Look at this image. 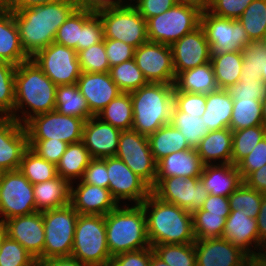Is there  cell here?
Listing matches in <instances>:
<instances>
[{"mask_svg":"<svg viewBox=\"0 0 266 266\" xmlns=\"http://www.w3.org/2000/svg\"><path fill=\"white\" fill-rule=\"evenodd\" d=\"M4 63L5 61L2 58H0V66H2Z\"/></svg>","mask_w":266,"mask_h":266,"instance_id":"cell-78","label":"cell"},{"mask_svg":"<svg viewBox=\"0 0 266 266\" xmlns=\"http://www.w3.org/2000/svg\"><path fill=\"white\" fill-rule=\"evenodd\" d=\"M238 20L251 41L263 40L266 32V0H253Z\"/></svg>","mask_w":266,"mask_h":266,"instance_id":"cell-42","label":"cell"},{"mask_svg":"<svg viewBox=\"0 0 266 266\" xmlns=\"http://www.w3.org/2000/svg\"><path fill=\"white\" fill-rule=\"evenodd\" d=\"M37 212L33 185L20 170L2 172L0 177V224L5 220Z\"/></svg>","mask_w":266,"mask_h":266,"instance_id":"cell-10","label":"cell"},{"mask_svg":"<svg viewBox=\"0 0 266 266\" xmlns=\"http://www.w3.org/2000/svg\"><path fill=\"white\" fill-rule=\"evenodd\" d=\"M27 148L24 125L12 117H0V170H19L22 155Z\"/></svg>","mask_w":266,"mask_h":266,"instance_id":"cell-21","label":"cell"},{"mask_svg":"<svg viewBox=\"0 0 266 266\" xmlns=\"http://www.w3.org/2000/svg\"><path fill=\"white\" fill-rule=\"evenodd\" d=\"M204 164L196 149L177 151L157 162L155 186L168 177L193 178L200 177Z\"/></svg>","mask_w":266,"mask_h":266,"instance_id":"cell-26","label":"cell"},{"mask_svg":"<svg viewBox=\"0 0 266 266\" xmlns=\"http://www.w3.org/2000/svg\"><path fill=\"white\" fill-rule=\"evenodd\" d=\"M210 61L219 89L227 90L240 80L243 65L242 51L211 53Z\"/></svg>","mask_w":266,"mask_h":266,"instance_id":"cell-34","label":"cell"},{"mask_svg":"<svg viewBox=\"0 0 266 266\" xmlns=\"http://www.w3.org/2000/svg\"><path fill=\"white\" fill-rule=\"evenodd\" d=\"M232 144V130L223 128L208 132L196 150L204 165L226 164L231 163Z\"/></svg>","mask_w":266,"mask_h":266,"instance_id":"cell-28","label":"cell"},{"mask_svg":"<svg viewBox=\"0 0 266 266\" xmlns=\"http://www.w3.org/2000/svg\"><path fill=\"white\" fill-rule=\"evenodd\" d=\"M106 166L108 189L118 205L126 200L140 205L151 193V188L119 158L106 157Z\"/></svg>","mask_w":266,"mask_h":266,"instance_id":"cell-16","label":"cell"},{"mask_svg":"<svg viewBox=\"0 0 266 266\" xmlns=\"http://www.w3.org/2000/svg\"><path fill=\"white\" fill-rule=\"evenodd\" d=\"M71 183V205L79 214L107 215L118 204L109 189L76 181Z\"/></svg>","mask_w":266,"mask_h":266,"instance_id":"cell-25","label":"cell"},{"mask_svg":"<svg viewBox=\"0 0 266 266\" xmlns=\"http://www.w3.org/2000/svg\"><path fill=\"white\" fill-rule=\"evenodd\" d=\"M19 170L32 185L51 180L57 176L56 165L41 158L29 147L22 155Z\"/></svg>","mask_w":266,"mask_h":266,"instance_id":"cell-40","label":"cell"},{"mask_svg":"<svg viewBox=\"0 0 266 266\" xmlns=\"http://www.w3.org/2000/svg\"><path fill=\"white\" fill-rule=\"evenodd\" d=\"M199 178L210 195L224 197H228L243 183L237 166L232 163L204 165Z\"/></svg>","mask_w":266,"mask_h":266,"instance_id":"cell-27","label":"cell"},{"mask_svg":"<svg viewBox=\"0 0 266 266\" xmlns=\"http://www.w3.org/2000/svg\"><path fill=\"white\" fill-rule=\"evenodd\" d=\"M120 134V129L93 116L84 123L82 142L92 158L114 157Z\"/></svg>","mask_w":266,"mask_h":266,"instance_id":"cell-23","label":"cell"},{"mask_svg":"<svg viewBox=\"0 0 266 266\" xmlns=\"http://www.w3.org/2000/svg\"><path fill=\"white\" fill-rule=\"evenodd\" d=\"M152 249L169 266H197L194 243L158 244Z\"/></svg>","mask_w":266,"mask_h":266,"instance_id":"cell-45","label":"cell"},{"mask_svg":"<svg viewBox=\"0 0 266 266\" xmlns=\"http://www.w3.org/2000/svg\"><path fill=\"white\" fill-rule=\"evenodd\" d=\"M173 93L174 84L152 82L130 92L133 104L132 130L148 137L169 124Z\"/></svg>","mask_w":266,"mask_h":266,"instance_id":"cell-5","label":"cell"},{"mask_svg":"<svg viewBox=\"0 0 266 266\" xmlns=\"http://www.w3.org/2000/svg\"><path fill=\"white\" fill-rule=\"evenodd\" d=\"M197 266H245L250 256L223 237L194 242Z\"/></svg>","mask_w":266,"mask_h":266,"instance_id":"cell-19","label":"cell"},{"mask_svg":"<svg viewBox=\"0 0 266 266\" xmlns=\"http://www.w3.org/2000/svg\"><path fill=\"white\" fill-rule=\"evenodd\" d=\"M106 240L110 255L151 247L146 216L141 205H118L105 215Z\"/></svg>","mask_w":266,"mask_h":266,"instance_id":"cell-4","label":"cell"},{"mask_svg":"<svg viewBox=\"0 0 266 266\" xmlns=\"http://www.w3.org/2000/svg\"><path fill=\"white\" fill-rule=\"evenodd\" d=\"M137 0H120V2L122 4H128V5H132L136 2ZM133 2V3H132Z\"/></svg>","mask_w":266,"mask_h":266,"instance_id":"cell-74","label":"cell"},{"mask_svg":"<svg viewBox=\"0 0 266 266\" xmlns=\"http://www.w3.org/2000/svg\"><path fill=\"white\" fill-rule=\"evenodd\" d=\"M115 157L122 160L151 190L155 187L157 162L147 136L134 130L121 131Z\"/></svg>","mask_w":266,"mask_h":266,"instance_id":"cell-11","label":"cell"},{"mask_svg":"<svg viewBox=\"0 0 266 266\" xmlns=\"http://www.w3.org/2000/svg\"><path fill=\"white\" fill-rule=\"evenodd\" d=\"M56 91L57 86L31 58L19 64L15 70L13 118L24 125L34 116L54 111Z\"/></svg>","mask_w":266,"mask_h":266,"instance_id":"cell-2","label":"cell"},{"mask_svg":"<svg viewBox=\"0 0 266 266\" xmlns=\"http://www.w3.org/2000/svg\"><path fill=\"white\" fill-rule=\"evenodd\" d=\"M201 11L175 4L158 16L146 20L148 41L172 45L200 26Z\"/></svg>","mask_w":266,"mask_h":266,"instance_id":"cell-8","label":"cell"},{"mask_svg":"<svg viewBox=\"0 0 266 266\" xmlns=\"http://www.w3.org/2000/svg\"><path fill=\"white\" fill-rule=\"evenodd\" d=\"M134 59L147 82L174 84L176 74L170 45L147 41L135 49Z\"/></svg>","mask_w":266,"mask_h":266,"instance_id":"cell-17","label":"cell"},{"mask_svg":"<svg viewBox=\"0 0 266 266\" xmlns=\"http://www.w3.org/2000/svg\"><path fill=\"white\" fill-rule=\"evenodd\" d=\"M97 117L121 131L132 130L133 104L130 93L122 92L103 108Z\"/></svg>","mask_w":266,"mask_h":266,"instance_id":"cell-37","label":"cell"},{"mask_svg":"<svg viewBox=\"0 0 266 266\" xmlns=\"http://www.w3.org/2000/svg\"><path fill=\"white\" fill-rule=\"evenodd\" d=\"M31 59L56 86L76 84L82 73L76 50L56 42L38 51Z\"/></svg>","mask_w":266,"mask_h":266,"instance_id":"cell-13","label":"cell"},{"mask_svg":"<svg viewBox=\"0 0 266 266\" xmlns=\"http://www.w3.org/2000/svg\"><path fill=\"white\" fill-rule=\"evenodd\" d=\"M15 65L0 66V117H12L15 105Z\"/></svg>","mask_w":266,"mask_h":266,"instance_id":"cell-48","label":"cell"},{"mask_svg":"<svg viewBox=\"0 0 266 266\" xmlns=\"http://www.w3.org/2000/svg\"><path fill=\"white\" fill-rule=\"evenodd\" d=\"M76 2L78 9L88 10L92 13L123 5L120 0H76Z\"/></svg>","mask_w":266,"mask_h":266,"instance_id":"cell-63","label":"cell"},{"mask_svg":"<svg viewBox=\"0 0 266 266\" xmlns=\"http://www.w3.org/2000/svg\"><path fill=\"white\" fill-rule=\"evenodd\" d=\"M263 40L266 41V32H265V35H264V39Z\"/></svg>","mask_w":266,"mask_h":266,"instance_id":"cell-79","label":"cell"},{"mask_svg":"<svg viewBox=\"0 0 266 266\" xmlns=\"http://www.w3.org/2000/svg\"><path fill=\"white\" fill-rule=\"evenodd\" d=\"M36 211L43 212L71 204V183L59 175L33 185Z\"/></svg>","mask_w":266,"mask_h":266,"instance_id":"cell-29","label":"cell"},{"mask_svg":"<svg viewBox=\"0 0 266 266\" xmlns=\"http://www.w3.org/2000/svg\"><path fill=\"white\" fill-rule=\"evenodd\" d=\"M76 9V0H68L13 12L25 53L32 58L53 43L58 28Z\"/></svg>","mask_w":266,"mask_h":266,"instance_id":"cell-1","label":"cell"},{"mask_svg":"<svg viewBox=\"0 0 266 266\" xmlns=\"http://www.w3.org/2000/svg\"><path fill=\"white\" fill-rule=\"evenodd\" d=\"M265 125L261 101L255 99H233L229 128L232 131Z\"/></svg>","mask_w":266,"mask_h":266,"instance_id":"cell-38","label":"cell"},{"mask_svg":"<svg viewBox=\"0 0 266 266\" xmlns=\"http://www.w3.org/2000/svg\"><path fill=\"white\" fill-rule=\"evenodd\" d=\"M250 266H266V260L262 256L251 257Z\"/></svg>","mask_w":266,"mask_h":266,"instance_id":"cell-70","label":"cell"},{"mask_svg":"<svg viewBox=\"0 0 266 266\" xmlns=\"http://www.w3.org/2000/svg\"><path fill=\"white\" fill-rule=\"evenodd\" d=\"M192 217L195 240L223 236L226 223V218L223 217V214L210 213L199 209L192 213Z\"/></svg>","mask_w":266,"mask_h":266,"instance_id":"cell-46","label":"cell"},{"mask_svg":"<svg viewBox=\"0 0 266 266\" xmlns=\"http://www.w3.org/2000/svg\"><path fill=\"white\" fill-rule=\"evenodd\" d=\"M112 260L118 266H149L151 247L115 255Z\"/></svg>","mask_w":266,"mask_h":266,"instance_id":"cell-61","label":"cell"},{"mask_svg":"<svg viewBox=\"0 0 266 266\" xmlns=\"http://www.w3.org/2000/svg\"><path fill=\"white\" fill-rule=\"evenodd\" d=\"M148 142L156 162L174 152L190 149L183 134L170 123L149 135Z\"/></svg>","mask_w":266,"mask_h":266,"instance_id":"cell-35","label":"cell"},{"mask_svg":"<svg viewBox=\"0 0 266 266\" xmlns=\"http://www.w3.org/2000/svg\"><path fill=\"white\" fill-rule=\"evenodd\" d=\"M81 181L83 183L108 189L109 178L106 166V158H92L84 171Z\"/></svg>","mask_w":266,"mask_h":266,"instance_id":"cell-58","label":"cell"},{"mask_svg":"<svg viewBox=\"0 0 266 266\" xmlns=\"http://www.w3.org/2000/svg\"><path fill=\"white\" fill-rule=\"evenodd\" d=\"M259 243L265 249L266 248V194L263 195L261 207L256 218Z\"/></svg>","mask_w":266,"mask_h":266,"instance_id":"cell-66","label":"cell"},{"mask_svg":"<svg viewBox=\"0 0 266 266\" xmlns=\"http://www.w3.org/2000/svg\"><path fill=\"white\" fill-rule=\"evenodd\" d=\"M55 110L60 114L74 116L85 121L94 116L77 84L57 86Z\"/></svg>","mask_w":266,"mask_h":266,"instance_id":"cell-36","label":"cell"},{"mask_svg":"<svg viewBox=\"0 0 266 266\" xmlns=\"http://www.w3.org/2000/svg\"><path fill=\"white\" fill-rule=\"evenodd\" d=\"M170 124L183 134L190 148L193 149H196L203 137L210 132L201 117L188 115L179 111L174 105L171 110Z\"/></svg>","mask_w":266,"mask_h":266,"instance_id":"cell-39","label":"cell"},{"mask_svg":"<svg viewBox=\"0 0 266 266\" xmlns=\"http://www.w3.org/2000/svg\"><path fill=\"white\" fill-rule=\"evenodd\" d=\"M5 234L22 245L36 260L43 254L45 229L43 212L18 216L2 223Z\"/></svg>","mask_w":266,"mask_h":266,"instance_id":"cell-18","label":"cell"},{"mask_svg":"<svg viewBox=\"0 0 266 266\" xmlns=\"http://www.w3.org/2000/svg\"><path fill=\"white\" fill-rule=\"evenodd\" d=\"M253 0H208L207 10L219 17L237 20Z\"/></svg>","mask_w":266,"mask_h":266,"instance_id":"cell-56","label":"cell"},{"mask_svg":"<svg viewBox=\"0 0 266 266\" xmlns=\"http://www.w3.org/2000/svg\"><path fill=\"white\" fill-rule=\"evenodd\" d=\"M76 84L94 116L122 93L111 79L109 72H82Z\"/></svg>","mask_w":266,"mask_h":266,"instance_id":"cell-24","label":"cell"},{"mask_svg":"<svg viewBox=\"0 0 266 266\" xmlns=\"http://www.w3.org/2000/svg\"><path fill=\"white\" fill-rule=\"evenodd\" d=\"M266 164V137L263 138L253 148L247 156L242 158L237 164V169L244 180L250 173L260 169Z\"/></svg>","mask_w":266,"mask_h":266,"instance_id":"cell-57","label":"cell"},{"mask_svg":"<svg viewBox=\"0 0 266 266\" xmlns=\"http://www.w3.org/2000/svg\"><path fill=\"white\" fill-rule=\"evenodd\" d=\"M149 266H169L165 263L161 258H159L154 252L151 247V260Z\"/></svg>","mask_w":266,"mask_h":266,"instance_id":"cell-69","label":"cell"},{"mask_svg":"<svg viewBox=\"0 0 266 266\" xmlns=\"http://www.w3.org/2000/svg\"><path fill=\"white\" fill-rule=\"evenodd\" d=\"M261 106H262L263 120L266 126V95L261 100Z\"/></svg>","mask_w":266,"mask_h":266,"instance_id":"cell-71","label":"cell"},{"mask_svg":"<svg viewBox=\"0 0 266 266\" xmlns=\"http://www.w3.org/2000/svg\"><path fill=\"white\" fill-rule=\"evenodd\" d=\"M145 212L151 247L158 244L195 242L193 217L189 211L160 200L152 192L140 204Z\"/></svg>","mask_w":266,"mask_h":266,"instance_id":"cell-3","label":"cell"},{"mask_svg":"<svg viewBox=\"0 0 266 266\" xmlns=\"http://www.w3.org/2000/svg\"><path fill=\"white\" fill-rule=\"evenodd\" d=\"M261 79L266 83V65H265V73H261Z\"/></svg>","mask_w":266,"mask_h":266,"instance_id":"cell-76","label":"cell"},{"mask_svg":"<svg viewBox=\"0 0 266 266\" xmlns=\"http://www.w3.org/2000/svg\"><path fill=\"white\" fill-rule=\"evenodd\" d=\"M262 257L266 260V248L264 249V252L262 254Z\"/></svg>","mask_w":266,"mask_h":266,"instance_id":"cell-77","label":"cell"},{"mask_svg":"<svg viewBox=\"0 0 266 266\" xmlns=\"http://www.w3.org/2000/svg\"><path fill=\"white\" fill-rule=\"evenodd\" d=\"M233 144L231 163L236 165L242 158L253 151V148L266 137V126L259 125L232 131Z\"/></svg>","mask_w":266,"mask_h":266,"instance_id":"cell-41","label":"cell"},{"mask_svg":"<svg viewBox=\"0 0 266 266\" xmlns=\"http://www.w3.org/2000/svg\"><path fill=\"white\" fill-rule=\"evenodd\" d=\"M5 231H4V228L2 226V224H0V246H1V241H2V238L5 236Z\"/></svg>","mask_w":266,"mask_h":266,"instance_id":"cell-73","label":"cell"},{"mask_svg":"<svg viewBox=\"0 0 266 266\" xmlns=\"http://www.w3.org/2000/svg\"><path fill=\"white\" fill-rule=\"evenodd\" d=\"M232 99H255L261 101L266 95V83L260 79H248L241 76L240 80L227 89Z\"/></svg>","mask_w":266,"mask_h":266,"instance_id":"cell-53","label":"cell"},{"mask_svg":"<svg viewBox=\"0 0 266 266\" xmlns=\"http://www.w3.org/2000/svg\"><path fill=\"white\" fill-rule=\"evenodd\" d=\"M37 266H87L73 256L53 257L38 261Z\"/></svg>","mask_w":266,"mask_h":266,"instance_id":"cell-67","label":"cell"},{"mask_svg":"<svg viewBox=\"0 0 266 266\" xmlns=\"http://www.w3.org/2000/svg\"><path fill=\"white\" fill-rule=\"evenodd\" d=\"M103 39V24L99 15L82 9V29L78 52L102 42Z\"/></svg>","mask_w":266,"mask_h":266,"instance_id":"cell-51","label":"cell"},{"mask_svg":"<svg viewBox=\"0 0 266 266\" xmlns=\"http://www.w3.org/2000/svg\"><path fill=\"white\" fill-rule=\"evenodd\" d=\"M92 157L82 141L68 144L56 165L57 175L70 183L81 180Z\"/></svg>","mask_w":266,"mask_h":266,"instance_id":"cell-33","label":"cell"},{"mask_svg":"<svg viewBox=\"0 0 266 266\" xmlns=\"http://www.w3.org/2000/svg\"><path fill=\"white\" fill-rule=\"evenodd\" d=\"M200 26L203 28L211 53L242 51L252 42L239 20L223 18L210 13H201Z\"/></svg>","mask_w":266,"mask_h":266,"instance_id":"cell-14","label":"cell"},{"mask_svg":"<svg viewBox=\"0 0 266 266\" xmlns=\"http://www.w3.org/2000/svg\"><path fill=\"white\" fill-rule=\"evenodd\" d=\"M68 143L53 139H28V147L41 158L57 165Z\"/></svg>","mask_w":266,"mask_h":266,"instance_id":"cell-54","label":"cell"},{"mask_svg":"<svg viewBox=\"0 0 266 266\" xmlns=\"http://www.w3.org/2000/svg\"><path fill=\"white\" fill-rule=\"evenodd\" d=\"M0 58L15 66L30 59L21 46L19 30L11 10L0 11Z\"/></svg>","mask_w":266,"mask_h":266,"instance_id":"cell-30","label":"cell"},{"mask_svg":"<svg viewBox=\"0 0 266 266\" xmlns=\"http://www.w3.org/2000/svg\"><path fill=\"white\" fill-rule=\"evenodd\" d=\"M78 216L79 213L71 204L43 211L45 245L37 262L53 257L71 256Z\"/></svg>","mask_w":266,"mask_h":266,"instance_id":"cell-7","label":"cell"},{"mask_svg":"<svg viewBox=\"0 0 266 266\" xmlns=\"http://www.w3.org/2000/svg\"><path fill=\"white\" fill-rule=\"evenodd\" d=\"M104 266H118V265L113 260H110Z\"/></svg>","mask_w":266,"mask_h":266,"instance_id":"cell-75","label":"cell"},{"mask_svg":"<svg viewBox=\"0 0 266 266\" xmlns=\"http://www.w3.org/2000/svg\"><path fill=\"white\" fill-rule=\"evenodd\" d=\"M243 65L241 76L248 79H261V73H265L266 65V41L249 42L242 50Z\"/></svg>","mask_w":266,"mask_h":266,"instance_id":"cell-44","label":"cell"},{"mask_svg":"<svg viewBox=\"0 0 266 266\" xmlns=\"http://www.w3.org/2000/svg\"><path fill=\"white\" fill-rule=\"evenodd\" d=\"M60 1H68V0H9L8 10L15 12L26 8H32L49 3H57Z\"/></svg>","mask_w":266,"mask_h":266,"instance_id":"cell-65","label":"cell"},{"mask_svg":"<svg viewBox=\"0 0 266 266\" xmlns=\"http://www.w3.org/2000/svg\"><path fill=\"white\" fill-rule=\"evenodd\" d=\"M0 266H37V261L22 245L5 235L0 246Z\"/></svg>","mask_w":266,"mask_h":266,"instance_id":"cell-49","label":"cell"},{"mask_svg":"<svg viewBox=\"0 0 266 266\" xmlns=\"http://www.w3.org/2000/svg\"><path fill=\"white\" fill-rule=\"evenodd\" d=\"M175 0H137L133 5L145 19L158 16L175 5Z\"/></svg>","mask_w":266,"mask_h":266,"instance_id":"cell-60","label":"cell"},{"mask_svg":"<svg viewBox=\"0 0 266 266\" xmlns=\"http://www.w3.org/2000/svg\"><path fill=\"white\" fill-rule=\"evenodd\" d=\"M243 182L250 188L266 194V164L250 173Z\"/></svg>","mask_w":266,"mask_h":266,"instance_id":"cell-64","label":"cell"},{"mask_svg":"<svg viewBox=\"0 0 266 266\" xmlns=\"http://www.w3.org/2000/svg\"><path fill=\"white\" fill-rule=\"evenodd\" d=\"M173 105L188 115L202 117L206 109V94L174 91Z\"/></svg>","mask_w":266,"mask_h":266,"instance_id":"cell-55","label":"cell"},{"mask_svg":"<svg viewBox=\"0 0 266 266\" xmlns=\"http://www.w3.org/2000/svg\"><path fill=\"white\" fill-rule=\"evenodd\" d=\"M77 58L82 72L104 73L110 70L104 40L77 52Z\"/></svg>","mask_w":266,"mask_h":266,"instance_id":"cell-50","label":"cell"},{"mask_svg":"<svg viewBox=\"0 0 266 266\" xmlns=\"http://www.w3.org/2000/svg\"><path fill=\"white\" fill-rule=\"evenodd\" d=\"M71 256L87 266H104L112 260L107 247L105 216L79 214Z\"/></svg>","mask_w":266,"mask_h":266,"instance_id":"cell-6","label":"cell"},{"mask_svg":"<svg viewBox=\"0 0 266 266\" xmlns=\"http://www.w3.org/2000/svg\"><path fill=\"white\" fill-rule=\"evenodd\" d=\"M233 99L228 90L218 89L206 94V109L202 120L209 131L229 128Z\"/></svg>","mask_w":266,"mask_h":266,"instance_id":"cell-31","label":"cell"},{"mask_svg":"<svg viewBox=\"0 0 266 266\" xmlns=\"http://www.w3.org/2000/svg\"><path fill=\"white\" fill-rule=\"evenodd\" d=\"M84 123V119L54 110L32 117L24 127L27 139H58L71 144L82 141Z\"/></svg>","mask_w":266,"mask_h":266,"instance_id":"cell-12","label":"cell"},{"mask_svg":"<svg viewBox=\"0 0 266 266\" xmlns=\"http://www.w3.org/2000/svg\"><path fill=\"white\" fill-rule=\"evenodd\" d=\"M218 89L211 61L180 72L174 82V91L208 94Z\"/></svg>","mask_w":266,"mask_h":266,"instance_id":"cell-32","label":"cell"},{"mask_svg":"<svg viewBox=\"0 0 266 266\" xmlns=\"http://www.w3.org/2000/svg\"><path fill=\"white\" fill-rule=\"evenodd\" d=\"M171 49L176 76L211 60L210 46L201 26L174 42Z\"/></svg>","mask_w":266,"mask_h":266,"instance_id":"cell-20","label":"cell"},{"mask_svg":"<svg viewBox=\"0 0 266 266\" xmlns=\"http://www.w3.org/2000/svg\"><path fill=\"white\" fill-rule=\"evenodd\" d=\"M222 237L242 249L250 257L262 256L264 252V248L259 243L256 219L249 218L248 214L241 209L230 210Z\"/></svg>","mask_w":266,"mask_h":266,"instance_id":"cell-22","label":"cell"},{"mask_svg":"<svg viewBox=\"0 0 266 266\" xmlns=\"http://www.w3.org/2000/svg\"><path fill=\"white\" fill-rule=\"evenodd\" d=\"M109 74L114 83L124 93H130L148 83L142 71L137 67L134 58L110 67Z\"/></svg>","mask_w":266,"mask_h":266,"instance_id":"cell-43","label":"cell"},{"mask_svg":"<svg viewBox=\"0 0 266 266\" xmlns=\"http://www.w3.org/2000/svg\"><path fill=\"white\" fill-rule=\"evenodd\" d=\"M82 29V9H76L58 28L54 42L78 52Z\"/></svg>","mask_w":266,"mask_h":266,"instance_id":"cell-52","label":"cell"},{"mask_svg":"<svg viewBox=\"0 0 266 266\" xmlns=\"http://www.w3.org/2000/svg\"><path fill=\"white\" fill-rule=\"evenodd\" d=\"M103 40L110 67L134 58L133 46L115 39L104 38Z\"/></svg>","mask_w":266,"mask_h":266,"instance_id":"cell-59","label":"cell"},{"mask_svg":"<svg viewBox=\"0 0 266 266\" xmlns=\"http://www.w3.org/2000/svg\"><path fill=\"white\" fill-rule=\"evenodd\" d=\"M9 0H0V11L8 10Z\"/></svg>","mask_w":266,"mask_h":266,"instance_id":"cell-72","label":"cell"},{"mask_svg":"<svg viewBox=\"0 0 266 266\" xmlns=\"http://www.w3.org/2000/svg\"><path fill=\"white\" fill-rule=\"evenodd\" d=\"M175 3L195 7L201 12L205 11L208 7V0H175Z\"/></svg>","mask_w":266,"mask_h":266,"instance_id":"cell-68","label":"cell"},{"mask_svg":"<svg viewBox=\"0 0 266 266\" xmlns=\"http://www.w3.org/2000/svg\"><path fill=\"white\" fill-rule=\"evenodd\" d=\"M263 193L248 187L244 182L228 196L230 210H242L249 218H257Z\"/></svg>","mask_w":266,"mask_h":266,"instance_id":"cell-47","label":"cell"},{"mask_svg":"<svg viewBox=\"0 0 266 266\" xmlns=\"http://www.w3.org/2000/svg\"><path fill=\"white\" fill-rule=\"evenodd\" d=\"M151 192L160 200L175 204L190 213L201 209L209 195L199 177L163 178Z\"/></svg>","mask_w":266,"mask_h":266,"instance_id":"cell-15","label":"cell"},{"mask_svg":"<svg viewBox=\"0 0 266 266\" xmlns=\"http://www.w3.org/2000/svg\"><path fill=\"white\" fill-rule=\"evenodd\" d=\"M201 209L210 213L223 214V217L227 218L230 214L228 197L209 194Z\"/></svg>","mask_w":266,"mask_h":266,"instance_id":"cell-62","label":"cell"},{"mask_svg":"<svg viewBox=\"0 0 266 266\" xmlns=\"http://www.w3.org/2000/svg\"><path fill=\"white\" fill-rule=\"evenodd\" d=\"M97 14L103 24L104 38L122 41L135 49L148 41L146 20L133 4H123Z\"/></svg>","mask_w":266,"mask_h":266,"instance_id":"cell-9","label":"cell"}]
</instances>
